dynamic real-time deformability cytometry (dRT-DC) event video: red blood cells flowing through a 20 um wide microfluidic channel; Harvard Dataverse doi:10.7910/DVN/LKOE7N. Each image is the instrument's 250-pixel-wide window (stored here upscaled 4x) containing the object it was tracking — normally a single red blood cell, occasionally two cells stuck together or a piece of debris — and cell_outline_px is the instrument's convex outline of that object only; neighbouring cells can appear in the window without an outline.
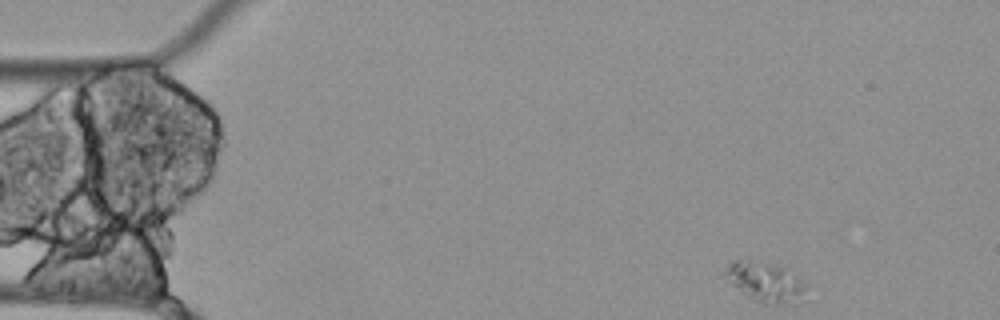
{"species": "Egyptian fruit bat (a non-hibernating species)", "species_latin": "Rousettus aegyptiacus", "temperature_condition": "cold", "stored_images_in_passage": 18, "camera_frame_rate_fps": 3000, "um_per_image_px": 0.085, "animal": {"sex": "female"}, "frame": {"image": 1, "passage_image": 1, "time_ms": 0.0, "image_size_px": [1000, 320], "cell_outline_px": [[808, 288], [800, 304], [764, 304], [748, 296], [732, 284], [728, 280], [724, 272], [728, 264], [732, 260], [752, 260], [772, 264], [784, 268], [808, 284]], "centroid_in_image_um": [65.12, 23.99], "position_along_channel_um": 19.9, "area_um2": 18.84}}
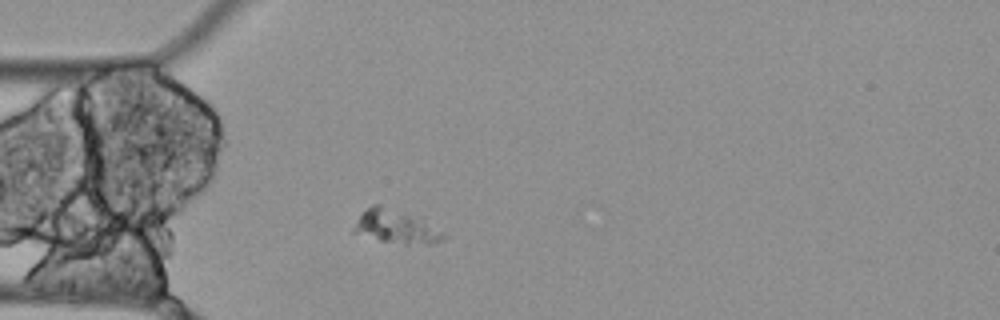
{"frame": {"image": 2, "passage_image": 10, "time_ms": 3.0, "image_size_px": [1000, 320], "cell_outline_px": [[448, 236], [444, 240], [432, 244], [404, 244], [380, 240], [352, 232], [352, 228], [360, 216], [372, 204], [376, 204], [424, 216]], "centroid_in_image_um": [33.77, 19.26], "position_along_channel_um": 51.2, "area_um2": 17.98}}
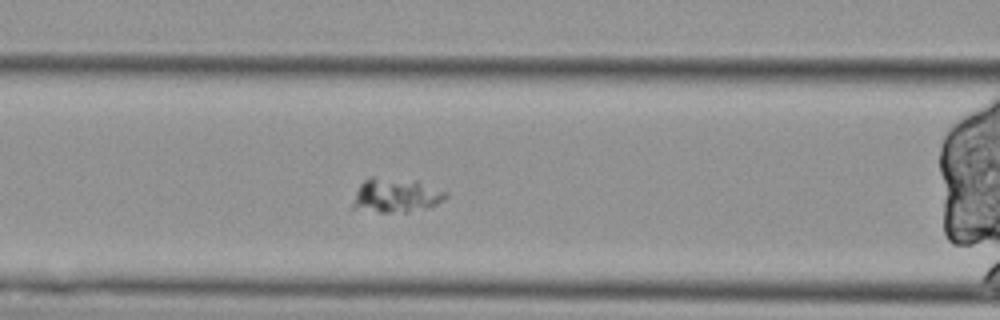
{"frame": {"image": 3, "passage_image": 17, "time_ms": 5.333, "image_size_px": [1000, 320], "cell_outline_px": [[448, 196], [444, 200], [428, 208], [404, 212], [380, 212], [352, 208], [352, 204], [356, 192], [360, 184], [364, 180], [372, 176], [416, 180], [448, 192]], "centroid_in_image_um": [33.67, 16.59], "position_along_channel_um": 132.9, "area_um2": 18.67}}